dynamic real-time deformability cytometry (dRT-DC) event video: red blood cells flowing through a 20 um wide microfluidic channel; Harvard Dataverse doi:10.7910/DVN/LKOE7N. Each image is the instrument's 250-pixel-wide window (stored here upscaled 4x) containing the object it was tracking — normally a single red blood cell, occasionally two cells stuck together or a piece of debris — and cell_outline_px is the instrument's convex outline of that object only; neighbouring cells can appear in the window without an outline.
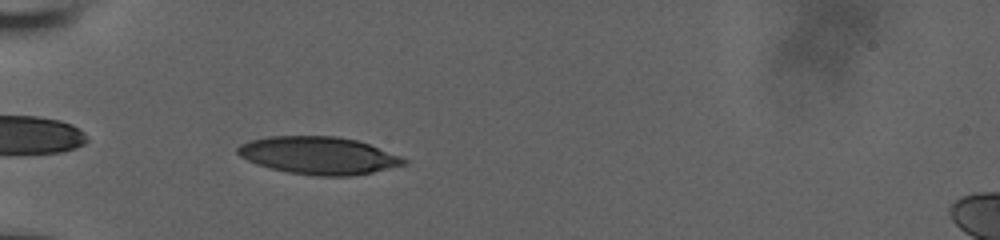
{"species": "human", "species_latin": "Homo sapiens", "temperature_condition": "room temperature", "stored_images_in_passage": 37, "camera_frame_rate_fps": 3000, "um_per_image_px": 0.085, "donor": {"sex": "male"}, "frame": {"image": 1, "passage_image": 1, "time_ms": 0.0, "image_size_px": [1000, 240], "cell_outline_px": [[408, 164], [372, 172], [348, 176], [316, 176], [288, 172], [256, 164], [240, 156], [236, 152], [236, 148], [240, 144], [248, 140], [268, 136], [336, 136], [356, 140], [368, 144], [400, 156], [408, 160]], "centroid_in_image_um": [27.06, 13.21], "position_along_channel_um": 57.9, "area_um2": 36.3}}
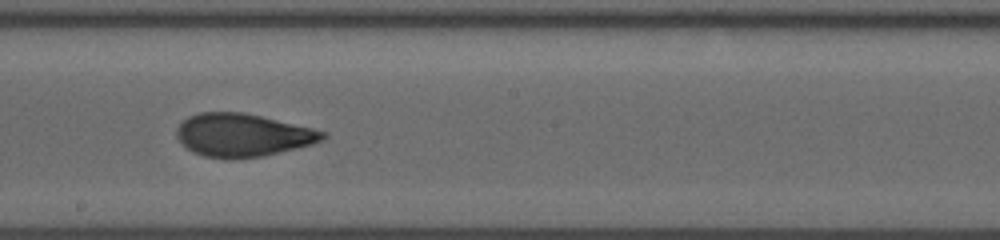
{"frame": {"image": 2, "passage_image": 15, "time_ms": 4.667, "image_size_px": [1000, 240], "cell_outline_px": [[328, 136], [324, 140], [312, 144], [264, 156], [228, 160], [204, 156], [192, 152], [176, 136], [176, 128], [188, 116], [200, 112], [244, 112], [312, 128], [328, 132]], "centroid_in_image_um": [20.64, 11.49], "position_along_channel_um": 227.6, "area_um2": 36.76}}
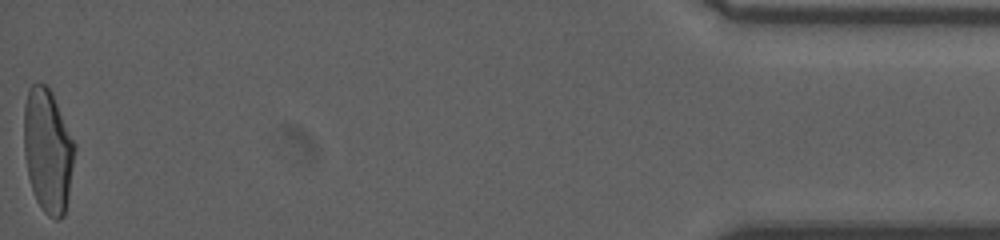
{"frame": {"image": 3, "passage_image": 37, "time_ms": 12.0, "image_size_px": [1000, 240], "cell_outline_px": [[76, 148], [68, 196], [64, 216], [60, 220], [56, 220], [48, 216], [44, 212], [36, 200], [28, 176], [24, 156], [24, 104], [28, 88], [32, 84], [44, 84], [52, 92], [76, 144]], "centroid_in_image_um": [4.07, 12.81], "position_along_channel_um": 431.1, "area_um2": 36.82}, "authors_computed_cell_mechanics": {"area_um2": 36.414, "velocity_mm_per_s": 3.9466, "shape_relaxation_time_tau1_ms": 8.9237, "shape_relaxation_time_tau2_ms": 1.1372, "deformation_change_tau1": 0.2753, "deformation_change_tau2": 0.0814}}